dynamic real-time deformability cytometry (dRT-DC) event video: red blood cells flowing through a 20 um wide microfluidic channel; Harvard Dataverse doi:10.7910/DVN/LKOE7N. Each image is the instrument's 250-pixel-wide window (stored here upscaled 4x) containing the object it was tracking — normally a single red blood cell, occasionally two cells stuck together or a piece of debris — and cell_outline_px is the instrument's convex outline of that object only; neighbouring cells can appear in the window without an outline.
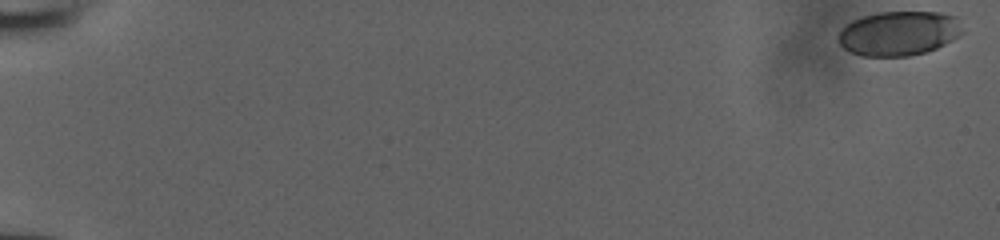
{"species": "human", "species_latin": "Homo sapiens", "temperature_condition": "room temperature", "stored_images_in_passage": 53, "camera_frame_rate_fps": 3000, "um_per_image_px": 0.085, "donor": {"sex": "male"}, "frame": {"image": 1, "passage_image": 1, "time_ms": 0.0, "image_size_px": [1000, 240], "cell_outline_px": [[964, 32], [960, 36], [936, 48], [924, 52], [908, 56], [860, 56], [844, 48], [840, 44], [840, 32], [848, 24], [864, 16], [880, 12], [940, 12], [956, 16]], "centroid_in_image_um": [76.46, 2.83], "position_along_channel_um": 8.5, "area_um2": 31.85}}
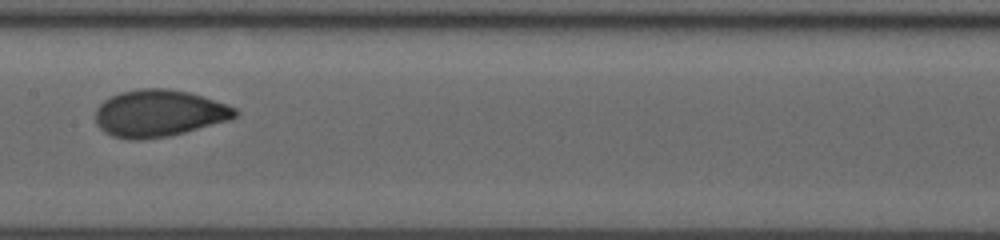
{"frame": {"image": 2, "passage_image": 30, "time_ms": 9.667, "image_size_px": [1000, 240], "cell_outline_px": [[240, 112], [236, 116], [228, 120], [184, 132], [168, 136], [140, 140], [128, 140], [112, 136], [104, 132], [96, 124], [96, 108], [104, 100], [120, 92], [140, 88], [168, 88], [188, 92], [228, 104], [236, 108]], "centroid_in_image_um": [13.49, 9.63], "position_along_channel_um": 193.9, "area_um2": 38.26}}
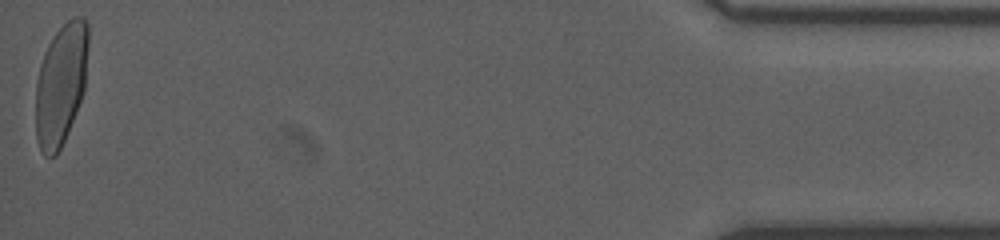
{"frame": {"image": 3, "passage_image": 53, "time_ms": 17.333, "image_size_px": [1000, 240], "cell_outline_px": [[88, 44], [84, 92], [76, 112], [64, 140], [56, 156], [44, 156], [40, 152], [36, 140], [36, 80], [40, 64], [44, 52], [52, 36], [72, 16], [80, 16], [88, 24]], "centroid_in_image_um": [5.16, 7.16], "position_along_channel_um": 430.0, "area_um2": 37.4}}